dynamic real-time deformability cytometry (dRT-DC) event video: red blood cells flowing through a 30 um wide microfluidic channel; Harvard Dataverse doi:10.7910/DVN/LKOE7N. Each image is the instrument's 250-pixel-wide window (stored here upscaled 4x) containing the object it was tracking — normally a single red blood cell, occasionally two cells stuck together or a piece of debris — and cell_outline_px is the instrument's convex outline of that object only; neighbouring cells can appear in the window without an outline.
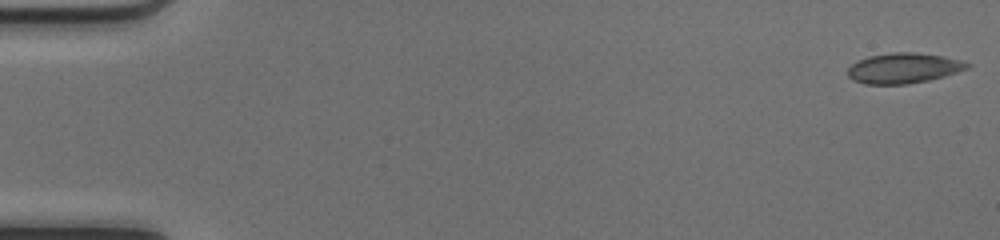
{"species": "common noctule bat (a hibernating species)", "species_latin": "Nyctalus noctula", "temperature_condition": "cold", "stored_images_in_passage": 49, "camera_frame_rate_fps": 3000, "um_per_image_px": 0.085, "animal": {"sex": "female", "body_mass_g": 17.0, "forearm_length_mm": 48.0}, "frame": {"image": 1, "passage_image": 1, "time_ms": 0.0, "image_size_px": [1000, 240], "cell_outline_px": [[972, 64], [968, 68], [944, 76], [928, 80], [908, 84], [864, 84], [852, 80], [848, 76], [848, 68], [852, 64], [868, 56], [892, 52], [916, 52], [940, 56], [960, 60]], "centroid_in_image_um": [76.78, 5.79], "position_along_channel_um": 8.2, "area_um2": 20.98}}
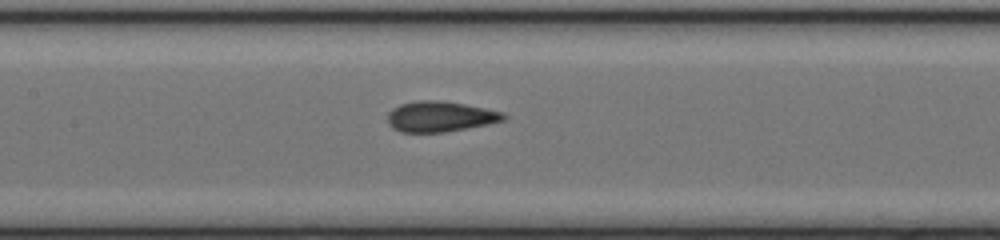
{"frame": {"image": 2, "passage_image": 24, "time_ms": 7.667, "image_size_px": [1000, 240], "cell_outline_px": [[508, 116], [504, 120], [488, 124], [444, 132], [400, 132], [392, 128], [388, 124], [388, 112], [392, 108], [400, 104], [416, 100], [440, 100], [464, 104], [504, 112]], "centroid_in_image_um": [37.39, 9.9], "position_along_channel_um": 170.0, "area_um2": 20.69}}
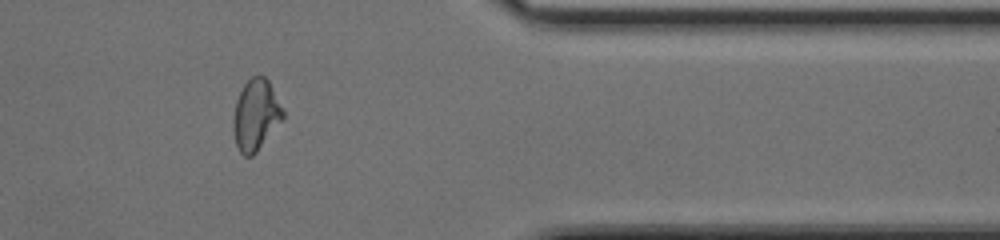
{"frame": {"image": 3, "passage_image": 41, "time_ms": 13.333, "image_size_px": [1000, 240], "cell_outline_px": [[284, 120], [256, 152], [252, 156], [244, 156], [240, 152], [236, 144], [232, 128], [232, 120], [236, 100], [244, 84], [252, 76], [264, 76], [268, 80], [284, 112]], "centroid_in_image_um": [21.74, 9.79], "position_along_channel_um": 389.7, "area_um2": 20.58}, "authors_computed_cell_mechanics": {"area_um2": 20.7502, "velocity_mm_per_s": 4.1961, "shape_relaxation_time_tau1_ms": 8.6203, "shape_relaxation_time_tau2_ms": 1.2157, "deformation_change_tau1": 0.1784, "deformation_change_tau2": 0.0617}}